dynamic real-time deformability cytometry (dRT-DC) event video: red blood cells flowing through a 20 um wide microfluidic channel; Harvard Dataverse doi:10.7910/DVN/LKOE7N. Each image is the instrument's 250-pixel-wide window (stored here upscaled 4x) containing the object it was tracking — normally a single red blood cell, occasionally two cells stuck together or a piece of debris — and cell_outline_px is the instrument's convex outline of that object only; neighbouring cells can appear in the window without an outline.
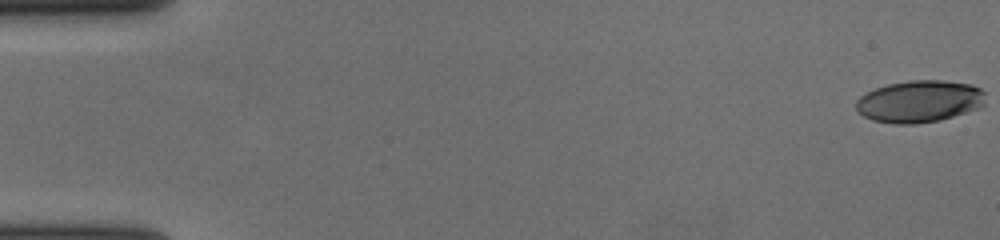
{"species": "human", "species_latin": "Homo sapiens", "temperature_condition": "cold", "stored_images_in_passage": 58, "camera_frame_rate_fps": 3000, "um_per_image_px": 0.085, "donor": {"sex": "female"}, "frame": {"image": 1, "passage_image": 1, "time_ms": 0.0, "image_size_px": [1000, 240], "cell_outline_px": [[984, 104], [976, 108], [940, 120], [916, 124], [892, 124], [872, 120], [864, 116], [856, 108], [856, 100], [860, 96], [876, 88], [888, 84], [908, 80], [944, 80], [972, 84], [980, 88], [984, 92]], "centroid_in_image_um": [78.13, 8.61], "position_along_channel_um": 6.9, "area_um2": 31.62}}
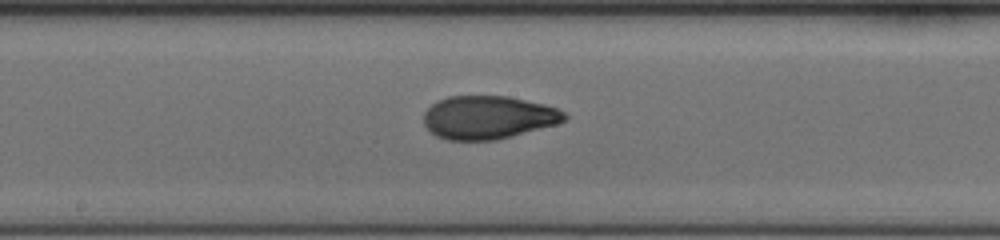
{"frame": {"image": 2, "passage_image": 32, "time_ms": 10.333, "image_size_px": [1000, 240], "cell_outline_px": [[568, 116], [564, 120], [556, 124], [496, 140], [448, 140], [436, 136], [424, 124], [424, 112], [436, 100], [448, 96], [508, 96], [544, 104], [556, 108], [564, 112]], "centroid_in_image_um": [41.47, 9.97], "position_along_channel_um": 206.7, "area_um2": 35.32}}
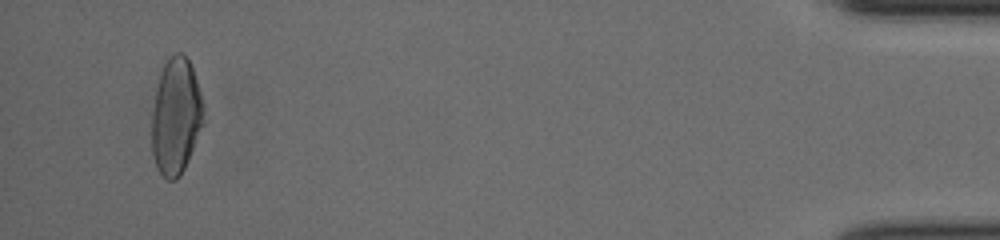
{"frame": {"image": 3, "passage_image": 56, "time_ms": 18.333, "image_size_px": [1000, 240], "cell_outline_px": [[200, 124], [188, 160], [180, 176], [176, 180], [168, 180], [156, 168], [152, 152], [152, 112], [160, 72], [168, 56], [172, 52], [180, 52], [188, 60], [192, 68], [200, 92]], "centroid_in_image_um": [14.88, 9.87], "position_along_channel_um": 420.3, "area_um2": 33.99}, "authors_computed_cell_mechanics": {"area_um2": 34.7667, "velocity_mm_per_s": 3.6416, "shape_relaxation_time_tau1_ms": 6.2434, "shape_relaxation_time_tau2_ms": 1.2315, "deformation_change_tau1": 0.2291, "deformation_change_tau2": 0.0642}}